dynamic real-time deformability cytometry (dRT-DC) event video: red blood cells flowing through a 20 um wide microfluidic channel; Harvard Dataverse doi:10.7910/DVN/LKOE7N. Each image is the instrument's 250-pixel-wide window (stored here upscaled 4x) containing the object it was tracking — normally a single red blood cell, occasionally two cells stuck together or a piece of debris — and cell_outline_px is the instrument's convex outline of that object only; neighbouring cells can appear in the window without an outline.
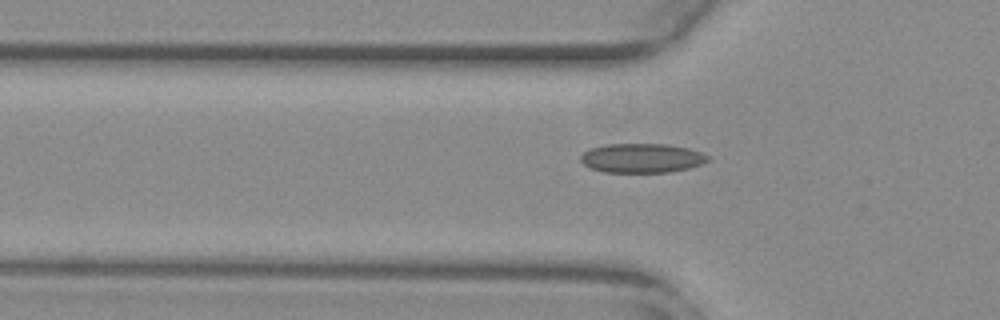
{"species": "common noctule bat (a hibernating species)", "species_latin": "Nyctalus noctula", "temperature_condition": "warm", "stored_images_in_passage": 40, "camera_frame_rate_fps": 3000, "um_per_image_px": 0.085, "animal": {"sex": "female", "body_mass_g": 29.2, "forearm_length_mm": 56.3}, "frame": {"image": 1, "passage_image": 11, "time_ms": 3.333, "image_size_px": [1000, 320], "cell_outline_px": [[708, 160], [700, 164], [688, 168], [668, 172], [604, 172], [592, 168], [584, 164], [580, 160], [580, 156], [584, 152], [592, 148], [604, 144], [668, 144], [688, 148], [700, 152], [708, 156]], "centroid_in_image_um": [54.53, 13.43], "position_along_channel_um": 71.3, "area_um2": 21.5}}
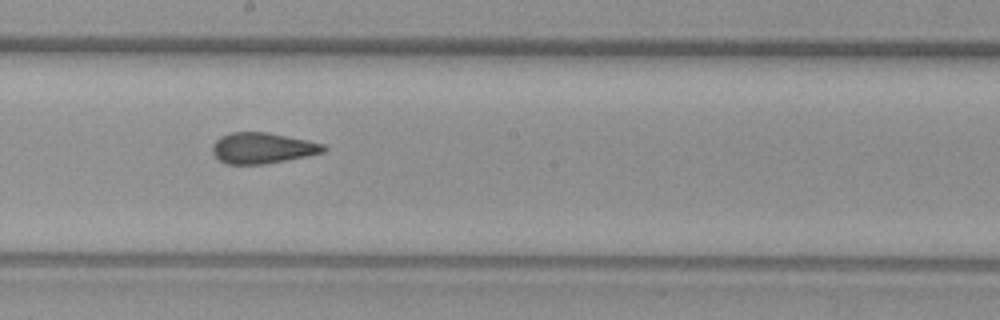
{"frame": {"image": 2, "passage_image": 23, "time_ms": 7.333, "image_size_px": [1000, 320], "cell_outline_px": [[328, 148], [324, 152], [308, 156], [264, 164], [228, 164], [220, 160], [212, 152], [212, 144], [220, 136], [232, 132], [268, 132], [324, 144]], "centroid_in_image_um": [22.31, 12.58], "position_along_channel_um": 225.9, "area_um2": 19.94}}
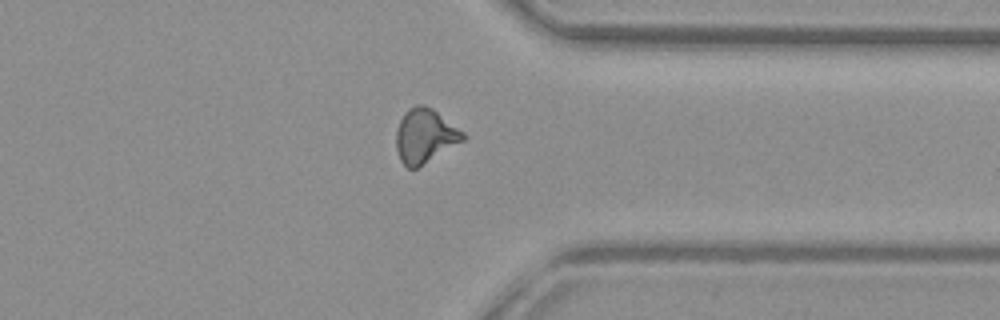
{"frame": {"image": 3, "passage_image": 35, "time_ms": 11.333, "image_size_px": [1000, 320], "cell_outline_px": [[468, 136], [464, 140], [416, 168], [408, 168], [400, 160], [396, 148], [396, 132], [400, 120], [408, 108], [416, 104], [424, 104], [432, 108], [464, 132]], "centroid_in_image_um": [36.12, 11.53], "position_along_channel_um": 375.3, "area_um2": 20.92}, "authors_computed_cell_mechanics": {"area_um2": 20.5479, "velocity_mm_per_s": 3.8522, "shape_relaxation_time_tau1_ms": null, "shape_relaxation_time_tau2_ms": 1.1765, "deformation_change_tau1": null, "deformation_change_tau2": 0.0637}}